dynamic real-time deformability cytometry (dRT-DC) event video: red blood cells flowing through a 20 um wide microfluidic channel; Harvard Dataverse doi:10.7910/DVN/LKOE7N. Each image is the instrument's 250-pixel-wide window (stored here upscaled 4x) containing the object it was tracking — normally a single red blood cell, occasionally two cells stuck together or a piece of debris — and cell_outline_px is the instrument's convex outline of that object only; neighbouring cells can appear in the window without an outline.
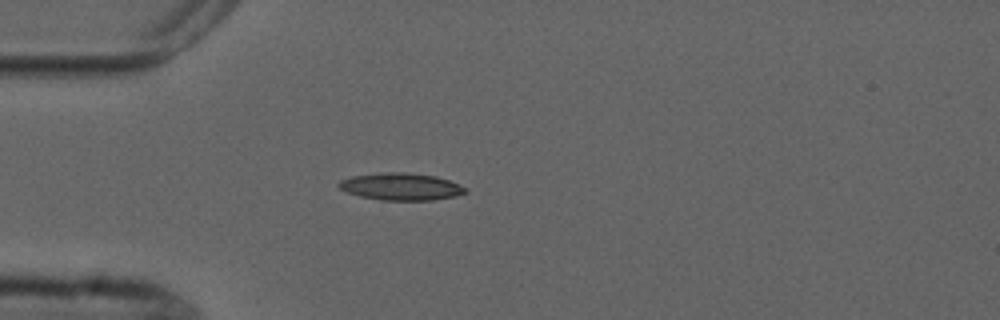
{"species": "common noctule bat (a hibernating species)", "species_latin": "Nyctalus noctula", "temperature_condition": "cold", "stored_images_in_passage": 2, "camera_frame_rate_fps": 3000, "um_per_image_px": 0.085, "animal": {"sex": "male", "forearm_length_mm": 52.5}, "frame": {"image": 1, "passage_image": 1, "time_ms": 0.0, "image_size_px": [1000, 320], "cell_outline_px": [[468, 192], [456, 196], [432, 200], [380, 200], [360, 196], [348, 192], [340, 188], [336, 184], [340, 180], [352, 176], [380, 172], [408, 172], [436, 176], [448, 180], [468, 188]], "centroid_in_image_um": [34.09, 15.85], "position_along_channel_um": 50.9, "area_um2": 20.17}}